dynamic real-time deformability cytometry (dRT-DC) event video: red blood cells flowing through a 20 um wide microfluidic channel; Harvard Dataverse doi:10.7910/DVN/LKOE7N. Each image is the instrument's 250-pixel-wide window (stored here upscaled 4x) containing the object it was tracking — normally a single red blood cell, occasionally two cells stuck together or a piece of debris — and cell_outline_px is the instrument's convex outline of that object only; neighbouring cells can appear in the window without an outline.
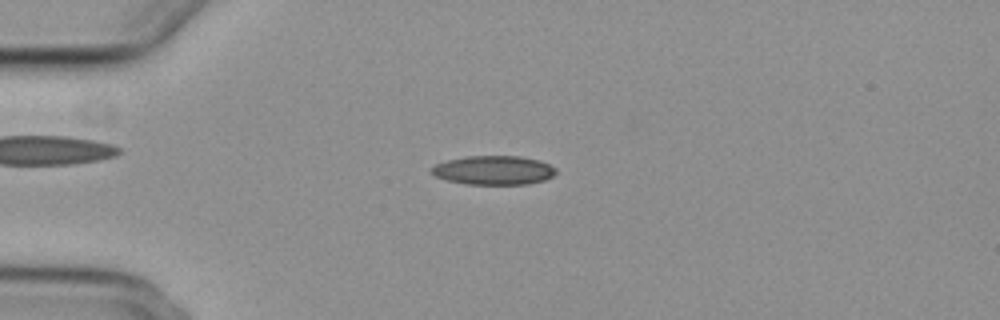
{"species": "common noctule bat (a hibernating species)", "species_latin": "Nyctalus noctula", "temperature_condition": "cold", "stored_images_in_passage": 34, "camera_frame_rate_fps": 3000, "um_per_image_px": 0.085, "animal": {"sex": "female", "body_mass_g": 29.2, "forearm_length_mm": 56.3}, "frame": {"image": 1, "passage_image": 3, "time_ms": 0.667, "image_size_px": [1000, 320], "cell_outline_px": [[556, 172], [552, 176], [544, 180], [528, 184], [464, 184], [448, 180], [436, 176], [432, 172], [432, 168], [436, 164], [448, 160], [468, 156], [520, 156], [540, 160], [556, 168]], "centroid_in_image_um": [41.99, 14.47], "position_along_channel_um": 43.0, "area_um2": 20.87}}
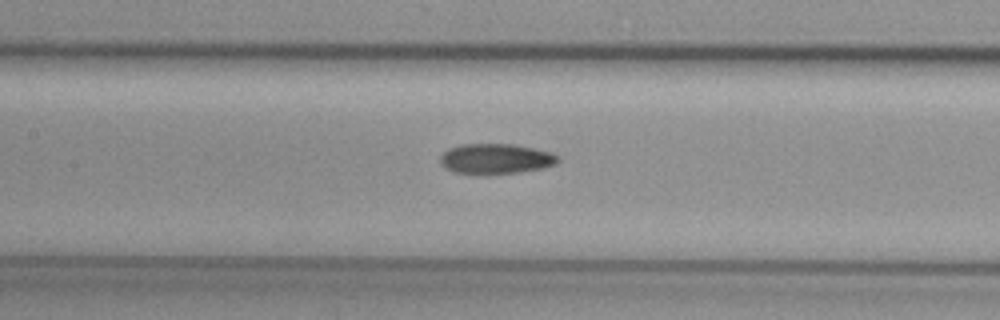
{"frame": {"image": 2, "passage_image": 15, "time_ms": 4.667, "image_size_px": [1000, 320], "cell_outline_px": [[560, 160], [556, 164], [544, 168], [520, 172], [484, 176], [480, 176], [452, 172], [440, 164], [440, 156], [448, 148], [460, 144], [512, 144], [552, 152], [560, 156]], "centroid_in_image_um": [42.12, 13.53], "position_along_channel_um": 165.3, "area_um2": 21.44}}
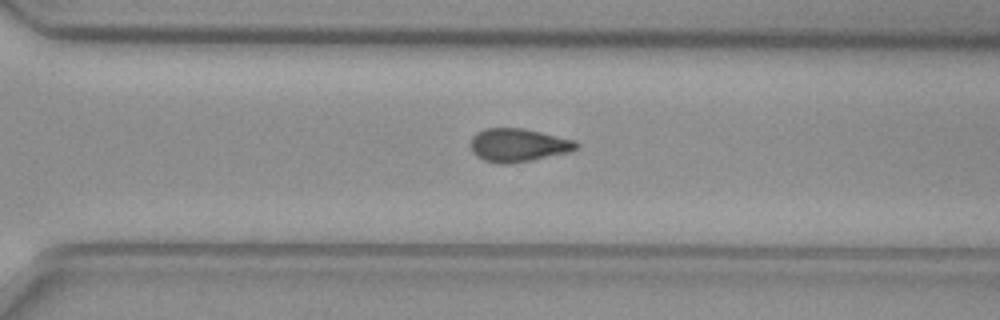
{"frame": {"image": 3, "passage_image": 28, "time_ms": 9.0, "image_size_px": [1000, 320], "cell_outline_px": [[580, 144], [576, 148], [568, 152], [532, 160], [512, 164], [500, 164], [484, 160], [476, 156], [472, 152], [472, 136], [476, 132], [484, 128], [524, 128], [572, 140]], "centroid_in_image_um": [44.0, 12.34], "position_along_channel_um": 326.6, "area_um2": 20.35}, "authors_computed_cell_mechanics": {"area_um2": 20.808, "velocity_mm_per_s": 3.7428, "shape_relaxation_time_tau1_ms": null, "shape_relaxation_time_tau2_ms": 4.7393, "deformation_change_tau1": null, "deformation_change_tau2": 0.1182}}